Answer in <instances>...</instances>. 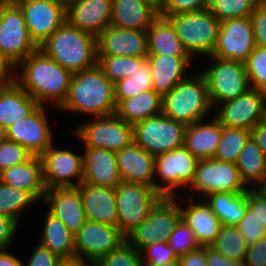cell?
I'll return each instance as SVG.
<instances>
[{
    "label": "cell",
    "instance_id": "obj_59",
    "mask_svg": "<svg viewBox=\"0 0 266 266\" xmlns=\"http://www.w3.org/2000/svg\"><path fill=\"white\" fill-rule=\"evenodd\" d=\"M8 249L0 250V266H23V262L16 256L7 253Z\"/></svg>",
    "mask_w": 266,
    "mask_h": 266
},
{
    "label": "cell",
    "instance_id": "obj_10",
    "mask_svg": "<svg viewBox=\"0 0 266 266\" xmlns=\"http://www.w3.org/2000/svg\"><path fill=\"white\" fill-rule=\"evenodd\" d=\"M94 119L74 128L73 133L84 142V147L117 152L134 142L133 125L116 113Z\"/></svg>",
    "mask_w": 266,
    "mask_h": 266
},
{
    "label": "cell",
    "instance_id": "obj_38",
    "mask_svg": "<svg viewBox=\"0 0 266 266\" xmlns=\"http://www.w3.org/2000/svg\"><path fill=\"white\" fill-rule=\"evenodd\" d=\"M35 203L37 201L28 192L0 182V215L20 224L19 219L25 209Z\"/></svg>",
    "mask_w": 266,
    "mask_h": 266
},
{
    "label": "cell",
    "instance_id": "obj_25",
    "mask_svg": "<svg viewBox=\"0 0 266 266\" xmlns=\"http://www.w3.org/2000/svg\"><path fill=\"white\" fill-rule=\"evenodd\" d=\"M84 149L83 183L116 187L121 182L116 153L102 148Z\"/></svg>",
    "mask_w": 266,
    "mask_h": 266
},
{
    "label": "cell",
    "instance_id": "obj_17",
    "mask_svg": "<svg viewBox=\"0 0 266 266\" xmlns=\"http://www.w3.org/2000/svg\"><path fill=\"white\" fill-rule=\"evenodd\" d=\"M214 116L223 126L252 130L264 121L266 92L250 88L238 97L220 103Z\"/></svg>",
    "mask_w": 266,
    "mask_h": 266
},
{
    "label": "cell",
    "instance_id": "obj_4",
    "mask_svg": "<svg viewBox=\"0 0 266 266\" xmlns=\"http://www.w3.org/2000/svg\"><path fill=\"white\" fill-rule=\"evenodd\" d=\"M186 76L163 97L162 113L177 122L190 125L204 120L213 107L204 76L201 73L193 77Z\"/></svg>",
    "mask_w": 266,
    "mask_h": 266
},
{
    "label": "cell",
    "instance_id": "obj_12",
    "mask_svg": "<svg viewBox=\"0 0 266 266\" xmlns=\"http://www.w3.org/2000/svg\"><path fill=\"white\" fill-rule=\"evenodd\" d=\"M190 190L206 196L213 192H246L250 186L243 182L235 163L215 158L200 159L196 165L195 177Z\"/></svg>",
    "mask_w": 266,
    "mask_h": 266
},
{
    "label": "cell",
    "instance_id": "obj_29",
    "mask_svg": "<svg viewBox=\"0 0 266 266\" xmlns=\"http://www.w3.org/2000/svg\"><path fill=\"white\" fill-rule=\"evenodd\" d=\"M0 182L28 192L37 202L44 199L47 191L39 156L0 172Z\"/></svg>",
    "mask_w": 266,
    "mask_h": 266
},
{
    "label": "cell",
    "instance_id": "obj_50",
    "mask_svg": "<svg viewBox=\"0 0 266 266\" xmlns=\"http://www.w3.org/2000/svg\"><path fill=\"white\" fill-rule=\"evenodd\" d=\"M255 45L266 48V0H262L250 16Z\"/></svg>",
    "mask_w": 266,
    "mask_h": 266
},
{
    "label": "cell",
    "instance_id": "obj_20",
    "mask_svg": "<svg viewBox=\"0 0 266 266\" xmlns=\"http://www.w3.org/2000/svg\"><path fill=\"white\" fill-rule=\"evenodd\" d=\"M97 56L147 57V32L109 25L96 37Z\"/></svg>",
    "mask_w": 266,
    "mask_h": 266
},
{
    "label": "cell",
    "instance_id": "obj_34",
    "mask_svg": "<svg viewBox=\"0 0 266 266\" xmlns=\"http://www.w3.org/2000/svg\"><path fill=\"white\" fill-rule=\"evenodd\" d=\"M41 239L38 244L62 258L75 257L74 234L49 211L44 218Z\"/></svg>",
    "mask_w": 266,
    "mask_h": 266
},
{
    "label": "cell",
    "instance_id": "obj_45",
    "mask_svg": "<svg viewBox=\"0 0 266 266\" xmlns=\"http://www.w3.org/2000/svg\"><path fill=\"white\" fill-rule=\"evenodd\" d=\"M167 243L173 248L178 258L201 247L192 229L182 220L169 235Z\"/></svg>",
    "mask_w": 266,
    "mask_h": 266
},
{
    "label": "cell",
    "instance_id": "obj_51",
    "mask_svg": "<svg viewBox=\"0 0 266 266\" xmlns=\"http://www.w3.org/2000/svg\"><path fill=\"white\" fill-rule=\"evenodd\" d=\"M245 266H266V238L247 248Z\"/></svg>",
    "mask_w": 266,
    "mask_h": 266
},
{
    "label": "cell",
    "instance_id": "obj_28",
    "mask_svg": "<svg viewBox=\"0 0 266 266\" xmlns=\"http://www.w3.org/2000/svg\"><path fill=\"white\" fill-rule=\"evenodd\" d=\"M158 9L146 0H112L111 25L147 31L158 17Z\"/></svg>",
    "mask_w": 266,
    "mask_h": 266
},
{
    "label": "cell",
    "instance_id": "obj_66",
    "mask_svg": "<svg viewBox=\"0 0 266 266\" xmlns=\"http://www.w3.org/2000/svg\"><path fill=\"white\" fill-rule=\"evenodd\" d=\"M60 1H62V2H64V3H68V2H70L71 0H60Z\"/></svg>",
    "mask_w": 266,
    "mask_h": 266
},
{
    "label": "cell",
    "instance_id": "obj_63",
    "mask_svg": "<svg viewBox=\"0 0 266 266\" xmlns=\"http://www.w3.org/2000/svg\"><path fill=\"white\" fill-rule=\"evenodd\" d=\"M143 266H152L150 264H143ZM157 266H180V261L179 259L173 261V262H168V263H164L162 265H157Z\"/></svg>",
    "mask_w": 266,
    "mask_h": 266
},
{
    "label": "cell",
    "instance_id": "obj_31",
    "mask_svg": "<svg viewBox=\"0 0 266 266\" xmlns=\"http://www.w3.org/2000/svg\"><path fill=\"white\" fill-rule=\"evenodd\" d=\"M39 105L17 83L0 87V123L6 129L30 115Z\"/></svg>",
    "mask_w": 266,
    "mask_h": 266
},
{
    "label": "cell",
    "instance_id": "obj_62",
    "mask_svg": "<svg viewBox=\"0 0 266 266\" xmlns=\"http://www.w3.org/2000/svg\"><path fill=\"white\" fill-rule=\"evenodd\" d=\"M7 140V129L0 123V143Z\"/></svg>",
    "mask_w": 266,
    "mask_h": 266
},
{
    "label": "cell",
    "instance_id": "obj_16",
    "mask_svg": "<svg viewBox=\"0 0 266 266\" xmlns=\"http://www.w3.org/2000/svg\"><path fill=\"white\" fill-rule=\"evenodd\" d=\"M40 159L46 189L78 187L83 183V154L57 149L52 144Z\"/></svg>",
    "mask_w": 266,
    "mask_h": 266
},
{
    "label": "cell",
    "instance_id": "obj_57",
    "mask_svg": "<svg viewBox=\"0 0 266 266\" xmlns=\"http://www.w3.org/2000/svg\"><path fill=\"white\" fill-rule=\"evenodd\" d=\"M180 266H208L206 262V246L188 252L179 257Z\"/></svg>",
    "mask_w": 266,
    "mask_h": 266
},
{
    "label": "cell",
    "instance_id": "obj_49",
    "mask_svg": "<svg viewBox=\"0 0 266 266\" xmlns=\"http://www.w3.org/2000/svg\"><path fill=\"white\" fill-rule=\"evenodd\" d=\"M210 0H163L158 10V15L168 17L169 15L198 12L208 9Z\"/></svg>",
    "mask_w": 266,
    "mask_h": 266
},
{
    "label": "cell",
    "instance_id": "obj_19",
    "mask_svg": "<svg viewBox=\"0 0 266 266\" xmlns=\"http://www.w3.org/2000/svg\"><path fill=\"white\" fill-rule=\"evenodd\" d=\"M44 105H39L30 115L7 128V139L25 147L34 156H41L52 144Z\"/></svg>",
    "mask_w": 266,
    "mask_h": 266
},
{
    "label": "cell",
    "instance_id": "obj_21",
    "mask_svg": "<svg viewBox=\"0 0 266 266\" xmlns=\"http://www.w3.org/2000/svg\"><path fill=\"white\" fill-rule=\"evenodd\" d=\"M112 0H71L66 19L74 27L98 36L111 25Z\"/></svg>",
    "mask_w": 266,
    "mask_h": 266
},
{
    "label": "cell",
    "instance_id": "obj_47",
    "mask_svg": "<svg viewBox=\"0 0 266 266\" xmlns=\"http://www.w3.org/2000/svg\"><path fill=\"white\" fill-rule=\"evenodd\" d=\"M236 227L245 239L248 247L255 244L257 241L266 238V226L260 223L255 217L254 212L248 207L244 217Z\"/></svg>",
    "mask_w": 266,
    "mask_h": 266
},
{
    "label": "cell",
    "instance_id": "obj_22",
    "mask_svg": "<svg viewBox=\"0 0 266 266\" xmlns=\"http://www.w3.org/2000/svg\"><path fill=\"white\" fill-rule=\"evenodd\" d=\"M115 153L121 181L145 184L157 191V183L153 180L155 179L154 156L135 142Z\"/></svg>",
    "mask_w": 266,
    "mask_h": 266
},
{
    "label": "cell",
    "instance_id": "obj_23",
    "mask_svg": "<svg viewBox=\"0 0 266 266\" xmlns=\"http://www.w3.org/2000/svg\"><path fill=\"white\" fill-rule=\"evenodd\" d=\"M43 201L49 204L48 211L73 234L84 225L86 218L78 187L47 189Z\"/></svg>",
    "mask_w": 266,
    "mask_h": 266
},
{
    "label": "cell",
    "instance_id": "obj_37",
    "mask_svg": "<svg viewBox=\"0 0 266 266\" xmlns=\"http://www.w3.org/2000/svg\"><path fill=\"white\" fill-rule=\"evenodd\" d=\"M149 90H153V83L150 65L146 60L132 76L119 80L114 84L116 104L118 105L124 99L132 98L143 91Z\"/></svg>",
    "mask_w": 266,
    "mask_h": 266
},
{
    "label": "cell",
    "instance_id": "obj_39",
    "mask_svg": "<svg viewBox=\"0 0 266 266\" xmlns=\"http://www.w3.org/2000/svg\"><path fill=\"white\" fill-rule=\"evenodd\" d=\"M146 57L97 56V65L113 83L130 77L145 61Z\"/></svg>",
    "mask_w": 266,
    "mask_h": 266
},
{
    "label": "cell",
    "instance_id": "obj_6",
    "mask_svg": "<svg viewBox=\"0 0 266 266\" xmlns=\"http://www.w3.org/2000/svg\"><path fill=\"white\" fill-rule=\"evenodd\" d=\"M119 229L127 237L146 218L162 196L154 187L121 181L115 187Z\"/></svg>",
    "mask_w": 266,
    "mask_h": 266
},
{
    "label": "cell",
    "instance_id": "obj_7",
    "mask_svg": "<svg viewBox=\"0 0 266 266\" xmlns=\"http://www.w3.org/2000/svg\"><path fill=\"white\" fill-rule=\"evenodd\" d=\"M187 125L163 113L133 125L134 142L156 157L184 146Z\"/></svg>",
    "mask_w": 266,
    "mask_h": 266
},
{
    "label": "cell",
    "instance_id": "obj_54",
    "mask_svg": "<svg viewBox=\"0 0 266 266\" xmlns=\"http://www.w3.org/2000/svg\"><path fill=\"white\" fill-rule=\"evenodd\" d=\"M18 227L12 218L0 215V250L8 249Z\"/></svg>",
    "mask_w": 266,
    "mask_h": 266
},
{
    "label": "cell",
    "instance_id": "obj_36",
    "mask_svg": "<svg viewBox=\"0 0 266 266\" xmlns=\"http://www.w3.org/2000/svg\"><path fill=\"white\" fill-rule=\"evenodd\" d=\"M236 165L245 185L252 183L250 188L266 177V156L252 137L241 150Z\"/></svg>",
    "mask_w": 266,
    "mask_h": 266
},
{
    "label": "cell",
    "instance_id": "obj_5",
    "mask_svg": "<svg viewBox=\"0 0 266 266\" xmlns=\"http://www.w3.org/2000/svg\"><path fill=\"white\" fill-rule=\"evenodd\" d=\"M164 18L172 24L191 57L194 58L195 54L212 55L218 41L220 21L208 9Z\"/></svg>",
    "mask_w": 266,
    "mask_h": 266
},
{
    "label": "cell",
    "instance_id": "obj_11",
    "mask_svg": "<svg viewBox=\"0 0 266 266\" xmlns=\"http://www.w3.org/2000/svg\"><path fill=\"white\" fill-rule=\"evenodd\" d=\"M198 159L185 147L155 157L154 173L162 180L157 184V192L162 197L173 198L178 194L176 187L191 185L195 177Z\"/></svg>",
    "mask_w": 266,
    "mask_h": 266
},
{
    "label": "cell",
    "instance_id": "obj_46",
    "mask_svg": "<svg viewBox=\"0 0 266 266\" xmlns=\"http://www.w3.org/2000/svg\"><path fill=\"white\" fill-rule=\"evenodd\" d=\"M34 155L20 144L6 140L0 143V172L30 160Z\"/></svg>",
    "mask_w": 266,
    "mask_h": 266
},
{
    "label": "cell",
    "instance_id": "obj_26",
    "mask_svg": "<svg viewBox=\"0 0 266 266\" xmlns=\"http://www.w3.org/2000/svg\"><path fill=\"white\" fill-rule=\"evenodd\" d=\"M153 90L162 98L168 94L178 83L186 79L185 71L192 57H179L171 55L148 54Z\"/></svg>",
    "mask_w": 266,
    "mask_h": 266
},
{
    "label": "cell",
    "instance_id": "obj_24",
    "mask_svg": "<svg viewBox=\"0 0 266 266\" xmlns=\"http://www.w3.org/2000/svg\"><path fill=\"white\" fill-rule=\"evenodd\" d=\"M78 188L86 220L119 228L115 187L81 183Z\"/></svg>",
    "mask_w": 266,
    "mask_h": 266
},
{
    "label": "cell",
    "instance_id": "obj_33",
    "mask_svg": "<svg viewBox=\"0 0 266 266\" xmlns=\"http://www.w3.org/2000/svg\"><path fill=\"white\" fill-rule=\"evenodd\" d=\"M163 98L154 90L143 91L132 98L122 100L115 113L128 122L136 124L147 118L162 114Z\"/></svg>",
    "mask_w": 266,
    "mask_h": 266
},
{
    "label": "cell",
    "instance_id": "obj_18",
    "mask_svg": "<svg viewBox=\"0 0 266 266\" xmlns=\"http://www.w3.org/2000/svg\"><path fill=\"white\" fill-rule=\"evenodd\" d=\"M250 17L220 22L217 45L211 56L244 62L255 48Z\"/></svg>",
    "mask_w": 266,
    "mask_h": 266
},
{
    "label": "cell",
    "instance_id": "obj_14",
    "mask_svg": "<svg viewBox=\"0 0 266 266\" xmlns=\"http://www.w3.org/2000/svg\"><path fill=\"white\" fill-rule=\"evenodd\" d=\"M75 257L93 266L127 240L119 228L86 220L74 234Z\"/></svg>",
    "mask_w": 266,
    "mask_h": 266
},
{
    "label": "cell",
    "instance_id": "obj_64",
    "mask_svg": "<svg viewBox=\"0 0 266 266\" xmlns=\"http://www.w3.org/2000/svg\"><path fill=\"white\" fill-rule=\"evenodd\" d=\"M150 2L152 5H154L158 10L162 5L163 0H146Z\"/></svg>",
    "mask_w": 266,
    "mask_h": 266
},
{
    "label": "cell",
    "instance_id": "obj_9",
    "mask_svg": "<svg viewBox=\"0 0 266 266\" xmlns=\"http://www.w3.org/2000/svg\"><path fill=\"white\" fill-rule=\"evenodd\" d=\"M177 197H162L147 218L127 236V241L138 251L141 252L155 242L168 241L169 235L181 220Z\"/></svg>",
    "mask_w": 266,
    "mask_h": 266
},
{
    "label": "cell",
    "instance_id": "obj_67",
    "mask_svg": "<svg viewBox=\"0 0 266 266\" xmlns=\"http://www.w3.org/2000/svg\"><path fill=\"white\" fill-rule=\"evenodd\" d=\"M264 122L266 123V109H265Z\"/></svg>",
    "mask_w": 266,
    "mask_h": 266
},
{
    "label": "cell",
    "instance_id": "obj_61",
    "mask_svg": "<svg viewBox=\"0 0 266 266\" xmlns=\"http://www.w3.org/2000/svg\"><path fill=\"white\" fill-rule=\"evenodd\" d=\"M258 195L266 199V177L252 188Z\"/></svg>",
    "mask_w": 266,
    "mask_h": 266
},
{
    "label": "cell",
    "instance_id": "obj_15",
    "mask_svg": "<svg viewBox=\"0 0 266 266\" xmlns=\"http://www.w3.org/2000/svg\"><path fill=\"white\" fill-rule=\"evenodd\" d=\"M21 9L31 39L39 47L67 19L60 0H13Z\"/></svg>",
    "mask_w": 266,
    "mask_h": 266
},
{
    "label": "cell",
    "instance_id": "obj_48",
    "mask_svg": "<svg viewBox=\"0 0 266 266\" xmlns=\"http://www.w3.org/2000/svg\"><path fill=\"white\" fill-rule=\"evenodd\" d=\"M143 264L152 266L162 265L179 259L174 253L173 248L166 242H155L146 246L141 251Z\"/></svg>",
    "mask_w": 266,
    "mask_h": 266
},
{
    "label": "cell",
    "instance_id": "obj_40",
    "mask_svg": "<svg viewBox=\"0 0 266 266\" xmlns=\"http://www.w3.org/2000/svg\"><path fill=\"white\" fill-rule=\"evenodd\" d=\"M210 247L235 261H244L248 248L238 228L225 225Z\"/></svg>",
    "mask_w": 266,
    "mask_h": 266
},
{
    "label": "cell",
    "instance_id": "obj_53",
    "mask_svg": "<svg viewBox=\"0 0 266 266\" xmlns=\"http://www.w3.org/2000/svg\"><path fill=\"white\" fill-rule=\"evenodd\" d=\"M247 207L255 217L266 226V199L258 195L252 188L247 190Z\"/></svg>",
    "mask_w": 266,
    "mask_h": 266
},
{
    "label": "cell",
    "instance_id": "obj_52",
    "mask_svg": "<svg viewBox=\"0 0 266 266\" xmlns=\"http://www.w3.org/2000/svg\"><path fill=\"white\" fill-rule=\"evenodd\" d=\"M60 260L61 258L58 255L38 244L30 257L28 264L25 266H56Z\"/></svg>",
    "mask_w": 266,
    "mask_h": 266
},
{
    "label": "cell",
    "instance_id": "obj_13",
    "mask_svg": "<svg viewBox=\"0 0 266 266\" xmlns=\"http://www.w3.org/2000/svg\"><path fill=\"white\" fill-rule=\"evenodd\" d=\"M39 47L31 39L20 7L14 2L0 6V52L18 65Z\"/></svg>",
    "mask_w": 266,
    "mask_h": 266
},
{
    "label": "cell",
    "instance_id": "obj_60",
    "mask_svg": "<svg viewBox=\"0 0 266 266\" xmlns=\"http://www.w3.org/2000/svg\"><path fill=\"white\" fill-rule=\"evenodd\" d=\"M56 266H89L87 263L79 260L76 257L62 258Z\"/></svg>",
    "mask_w": 266,
    "mask_h": 266
},
{
    "label": "cell",
    "instance_id": "obj_2",
    "mask_svg": "<svg viewBox=\"0 0 266 266\" xmlns=\"http://www.w3.org/2000/svg\"><path fill=\"white\" fill-rule=\"evenodd\" d=\"M116 106L114 84L96 64L73 73L68 95L58 109L96 118L114 114Z\"/></svg>",
    "mask_w": 266,
    "mask_h": 266
},
{
    "label": "cell",
    "instance_id": "obj_56",
    "mask_svg": "<svg viewBox=\"0 0 266 266\" xmlns=\"http://www.w3.org/2000/svg\"><path fill=\"white\" fill-rule=\"evenodd\" d=\"M206 262L208 266H245L244 261L229 259L210 246H206Z\"/></svg>",
    "mask_w": 266,
    "mask_h": 266
},
{
    "label": "cell",
    "instance_id": "obj_55",
    "mask_svg": "<svg viewBox=\"0 0 266 266\" xmlns=\"http://www.w3.org/2000/svg\"><path fill=\"white\" fill-rule=\"evenodd\" d=\"M15 68L17 65L0 52V87H7L16 83L17 72L16 70L13 71Z\"/></svg>",
    "mask_w": 266,
    "mask_h": 266
},
{
    "label": "cell",
    "instance_id": "obj_44",
    "mask_svg": "<svg viewBox=\"0 0 266 266\" xmlns=\"http://www.w3.org/2000/svg\"><path fill=\"white\" fill-rule=\"evenodd\" d=\"M93 266H143L141 252L127 240L101 257Z\"/></svg>",
    "mask_w": 266,
    "mask_h": 266
},
{
    "label": "cell",
    "instance_id": "obj_43",
    "mask_svg": "<svg viewBox=\"0 0 266 266\" xmlns=\"http://www.w3.org/2000/svg\"><path fill=\"white\" fill-rule=\"evenodd\" d=\"M244 65L250 87L266 92V48L255 46Z\"/></svg>",
    "mask_w": 266,
    "mask_h": 266
},
{
    "label": "cell",
    "instance_id": "obj_41",
    "mask_svg": "<svg viewBox=\"0 0 266 266\" xmlns=\"http://www.w3.org/2000/svg\"><path fill=\"white\" fill-rule=\"evenodd\" d=\"M250 137V130L223 126L221 140L213 158L236 164L241 150Z\"/></svg>",
    "mask_w": 266,
    "mask_h": 266
},
{
    "label": "cell",
    "instance_id": "obj_3",
    "mask_svg": "<svg viewBox=\"0 0 266 266\" xmlns=\"http://www.w3.org/2000/svg\"><path fill=\"white\" fill-rule=\"evenodd\" d=\"M39 49L72 73L97 64L96 36L72 26L67 20Z\"/></svg>",
    "mask_w": 266,
    "mask_h": 266
},
{
    "label": "cell",
    "instance_id": "obj_32",
    "mask_svg": "<svg viewBox=\"0 0 266 266\" xmlns=\"http://www.w3.org/2000/svg\"><path fill=\"white\" fill-rule=\"evenodd\" d=\"M146 32L148 54L191 57L166 18L158 16Z\"/></svg>",
    "mask_w": 266,
    "mask_h": 266
},
{
    "label": "cell",
    "instance_id": "obj_27",
    "mask_svg": "<svg viewBox=\"0 0 266 266\" xmlns=\"http://www.w3.org/2000/svg\"><path fill=\"white\" fill-rule=\"evenodd\" d=\"M187 206L180 207L181 220L189 226L200 244L203 246H211L219 235L220 230L223 226L219 218L212 212L210 205L207 202H196L193 203L194 199L191 200Z\"/></svg>",
    "mask_w": 266,
    "mask_h": 266
},
{
    "label": "cell",
    "instance_id": "obj_30",
    "mask_svg": "<svg viewBox=\"0 0 266 266\" xmlns=\"http://www.w3.org/2000/svg\"><path fill=\"white\" fill-rule=\"evenodd\" d=\"M211 122V123H210ZM223 125L214 117L187 125L184 146L198 159L213 158L220 143Z\"/></svg>",
    "mask_w": 266,
    "mask_h": 266
},
{
    "label": "cell",
    "instance_id": "obj_8",
    "mask_svg": "<svg viewBox=\"0 0 266 266\" xmlns=\"http://www.w3.org/2000/svg\"><path fill=\"white\" fill-rule=\"evenodd\" d=\"M214 63L202 70L212 107L246 93L251 87L244 62L209 56Z\"/></svg>",
    "mask_w": 266,
    "mask_h": 266
},
{
    "label": "cell",
    "instance_id": "obj_58",
    "mask_svg": "<svg viewBox=\"0 0 266 266\" xmlns=\"http://www.w3.org/2000/svg\"><path fill=\"white\" fill-rule=\"evenodd\" d=\"M251 137L266 156V123L260 122L251 131Z\"/></svg>",
    "mask_w": 266,
    "mask_h": 266
},
{
    "label": "cell",
    "instance_id": "obj_1",
    "mask_svg": "<svg viewBox=\"0 0 266 266\" xmlns=\"http://www.w3.org/2000/svg\"><path fill=\"white\" fill-rule=\"evenodd\" d=\"M16 83L40 105L51 101L59 107L68 95L73 73L47 56L41 49L29 54L18 65Z\"/></svg>",
    "mask_w": 266,
    "mask_h": 266
},
{
    "label": "cell",
    "instance_id": "obj_65",
    "mask_svg": "<svg viewBox=\"0 0 266 266\" xmlns=\"http://www.w3.org/2000/svg\"><path fill=\"white\" fill-rule=\"evenodd\" d=\"M13 0H0V6L12 2Z\"/></svg>",
    "mask_w": 266,
    "mask_h": 266
},
{
    "label": "cell",
    "instance_id": "obj_42",
    "mask_svg": "<svg viewBox=\"0 0 266 266\" xmlns=\"http://www.w3.org/2000/svg\"><path fill=\"white\" fill-rule=\"evenodd\" d=\"M262 0H210L208 10L220 21L250 17Z\"/></svg>",
    "mask_w": 266,
    "mask_h": 266
},
{
    "label": "cell",
    "instance_id": "obj_35",
    "mask_svg": "<svg viewBox=\"0 0 266 266\" xmlns=\"http://www.w3.org/2000/svg\"><path fill=\"white\" fill-rule=\"evenodd\" d=\"M212 212L225 226H236L247 210V191L243 193L213 192L205 196Z\"/></svg>",
    "mask_w": 266,
    "mask_h": 266
}]
</instances>
